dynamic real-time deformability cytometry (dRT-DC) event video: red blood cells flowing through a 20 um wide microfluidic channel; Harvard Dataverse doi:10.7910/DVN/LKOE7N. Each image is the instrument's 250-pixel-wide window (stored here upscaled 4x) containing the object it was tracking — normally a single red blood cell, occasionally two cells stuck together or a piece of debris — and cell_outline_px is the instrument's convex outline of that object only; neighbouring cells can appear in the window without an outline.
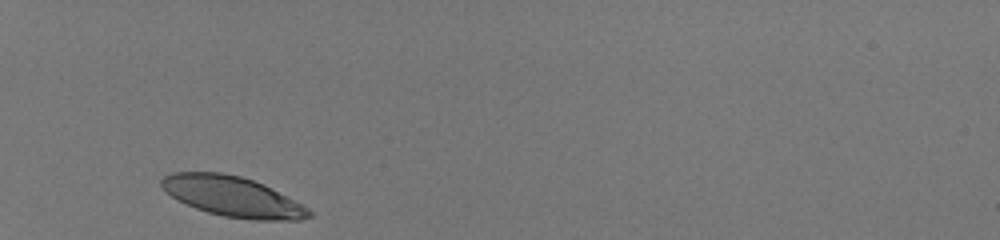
{"species": "human", "species_latin": "Homo sapiens", "temperature_condition": "room temperature", "stored_images_in_passage": 29, "camera_frame_rate_fps": 3000, "um_per_image_px": 0.085, "donor": {"sex": "male"}, "frame": {"image": 1, "passage_image": 1, "time_ms": 0.0, "image_size_px": [1000, 240], "cell_outline_px": [[312, 216], [300, 220], [252, 220], [224, 216], [208, 212], [196, 208], [176, 200], [164, 192], [160, 188], [160, 180], [164, 176], [172, 172], [224, 172], [240, 176], [264, 184], [272, 188], [308, 208], [312, 212]], "centroid_in_image_um": [19.72, 16.7], "position_along_channel_um": 65.3, "area_um2": 34.74}}
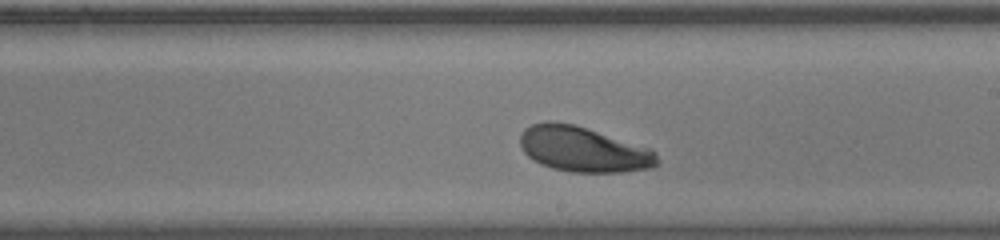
{"frame": {"image": 2, "passage_image": 16, "time_ms": 5.0, "image_size_px": [1000, 240], "cell_outline_px": [[660, 160], [652, 168], [620, 172], [572, 172], [552, 168], [540, 164], [532, 160], [520, 148], [520, 136], [524, 128], [532, 124], [548, 120], [572, 124], [652, 148], [656, 152]], "centroid_in_image_um": [49.57, 12.69], "position_along_channel_um": 239.4, "area_um2": 36.3}}
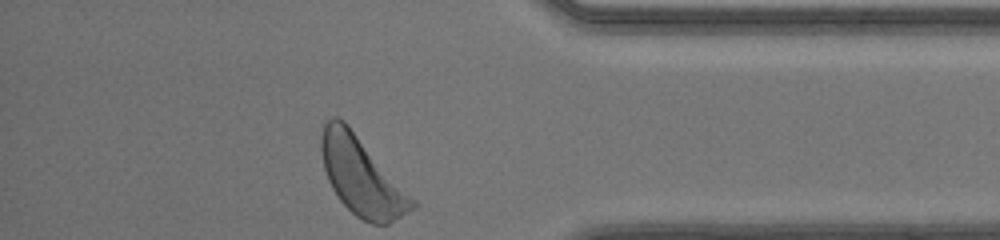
{"frame": {"image": 3, "passage_image": 29, "time_ms": 9.333, "image_size_px": [1000, 240], "cell_outline_px": [[416, 208], [388, 224], [372, 224], [356, 216], [340, 200], [332, 188], [328, 180], [324, 168], [320, 148], [320, 136], [324, 124], [332, 116], [336, 116], [344, 120], [348, 124], [416, 200]], "centroid_in_image_um": [30.74, 14.97], "position_along_channel_um": 404.5, "area_um2": 41.21}, "authors_computed_cell_mechanics": {"area_um2": 36.0672, "velocity_mm_per_s": 4.035, "shape_relaxation_time_tau1_ms": 1.6358, "shape_relaxation_time_tau2_ms": null, "deformation_change_tau1": 0.1151, "deformation_change_tau2": null}}